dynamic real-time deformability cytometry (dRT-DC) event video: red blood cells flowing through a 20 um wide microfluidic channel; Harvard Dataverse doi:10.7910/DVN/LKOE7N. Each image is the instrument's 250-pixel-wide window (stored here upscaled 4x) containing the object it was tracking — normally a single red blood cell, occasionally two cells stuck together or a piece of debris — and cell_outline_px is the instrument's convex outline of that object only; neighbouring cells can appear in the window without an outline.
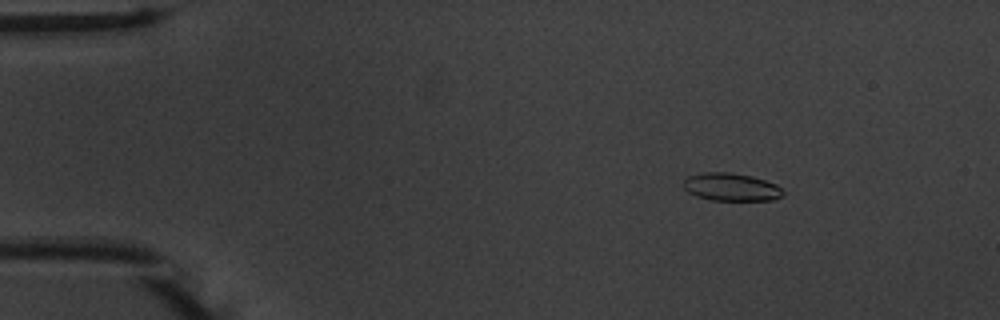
{"species": "common noctule bat (a hibernating species)", "species_latin": "Nyctalus noctula", "temperature_condition": "warm", "stored_images_in_passage": 53, "camera_frame_rate_fps": 3000, "um_per_image_px": 0.085, "animal": {"sex": "male", "body_mass_g": 20.1, "forearm_length_mm": 53.5}, "frame": {"image": 1, "passage_image": 6, "time_ms": 1.667, "image_size_px": [1000, 320], "cell_outline_px": [[784, 196], [772, 200], [712, 200], [696, 196], [688, 192], [684, 188], [684, 180], [688, 176], [700, 172], [732, 172], [752, 176], [776, 184], [784, 192]], "centroid_in_image_um": [62.15, 15.89], "position_along_channel_um": 22.9, "area_um2": 16.24}}
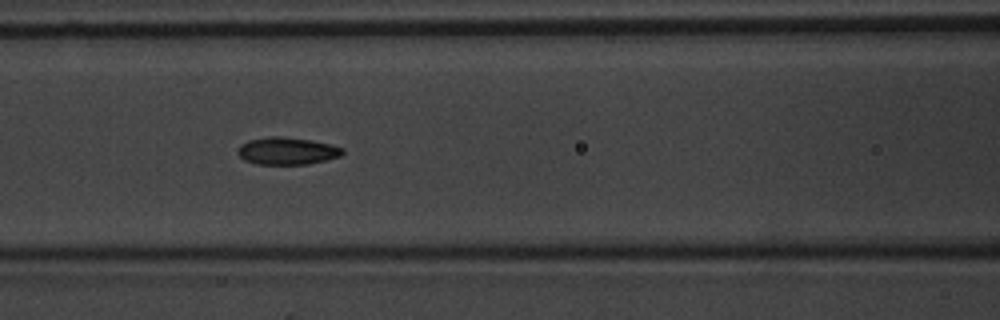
{"frame": {"image": 2, "passage_image": 22, "time_ms": 7.0, "image_size_px": [1000, 320], "cell_outline_px": [[344, 152], [340, 156], [308, 164], [256, 164], [244, 160], [236, 152], [240, 144], [248, 140], [268, 136], [280, 136], [312, 140], [344, 148]], "centroid_in_image_um": [24.36, 12.82], "position_along_channel_um": 142.2, "area_um2": 16.7}}
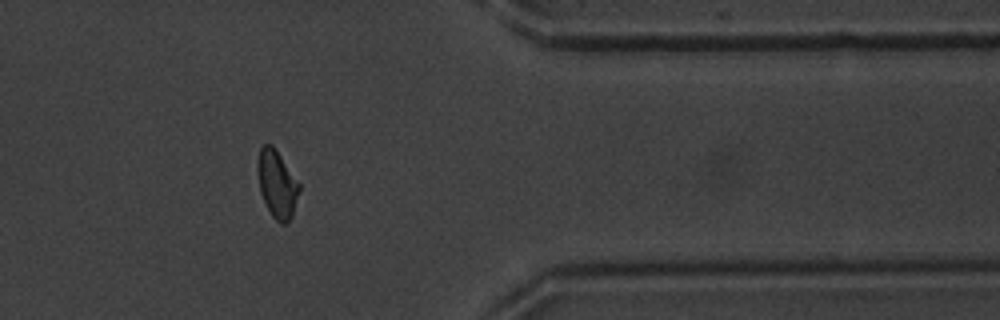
{"frame": {"image": 3, "passage_image": 43, "time_ms": 14.0, "image_size_px": [1000, 320], "cell_outline_px": [[300, 192], [292, 216], [284, 224], [280, 224], [272, 216], [260, 192], [256, 172], [256, 160], [260, 148], [264, 144], [272, 144], [300, 184]], "centroid_in_image_um": [23.52, 15.62], "position_along_channel_um": 387.9, "area_um2": 16.47}, "authors_computed_cell_mechanics": {"area_um2": 16.2418, "velocity_mm_per_s": 3.7385, "shape_relaxation_time_tau1_ms": 2.9867, "shape_relaxation_time_tau2_ms": 1.7622, "deformation_change_tau1": 0.1202, "deformation_change_tau2": 0.0652}}